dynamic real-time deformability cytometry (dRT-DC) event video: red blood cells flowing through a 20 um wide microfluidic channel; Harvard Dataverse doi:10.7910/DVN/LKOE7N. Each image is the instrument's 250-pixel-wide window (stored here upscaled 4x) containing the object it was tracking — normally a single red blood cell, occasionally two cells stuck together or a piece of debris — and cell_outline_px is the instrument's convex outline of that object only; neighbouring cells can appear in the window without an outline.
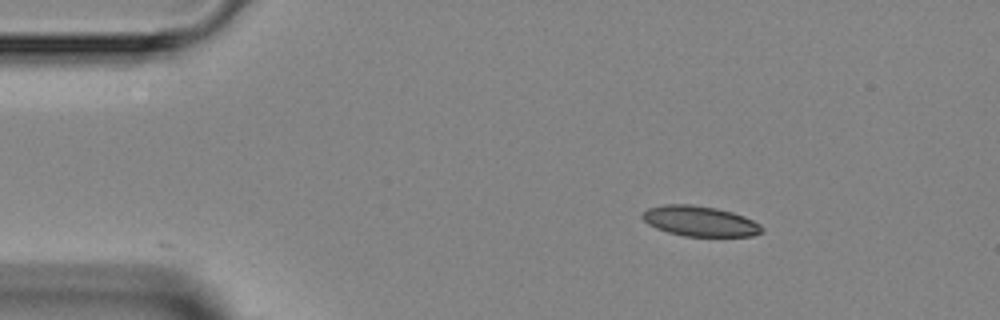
{"species": "Egyptian fruit bat (a non-hibernating species)", "species_latin": "Rousettus aegyptiacus", "temperature_condition": "room temperature", "stored_images_in_passage": 2, "camera_frame_rate_fps": 3000, "um_per_image_px": 0.085, "animal": {"sex": "female"}, "frame": {"image": 1, "passage_image": 2, "time_ms": 2.667, "image_size_px": [1000, 320], "cell_outline_px": [[764, 232], [752, 236], [684, 236], [668, 232], [656, 228], [648, 224], [640, 216], [648, 208], [664, 204], [692, 204], [716, 208], [732, 212], [744, 216], [760, 224], [764, 228]], "centroid_in_image_um": [59.5, 18.8], "position_along_channel_um": 25.5, "area_um2": 21.15}}